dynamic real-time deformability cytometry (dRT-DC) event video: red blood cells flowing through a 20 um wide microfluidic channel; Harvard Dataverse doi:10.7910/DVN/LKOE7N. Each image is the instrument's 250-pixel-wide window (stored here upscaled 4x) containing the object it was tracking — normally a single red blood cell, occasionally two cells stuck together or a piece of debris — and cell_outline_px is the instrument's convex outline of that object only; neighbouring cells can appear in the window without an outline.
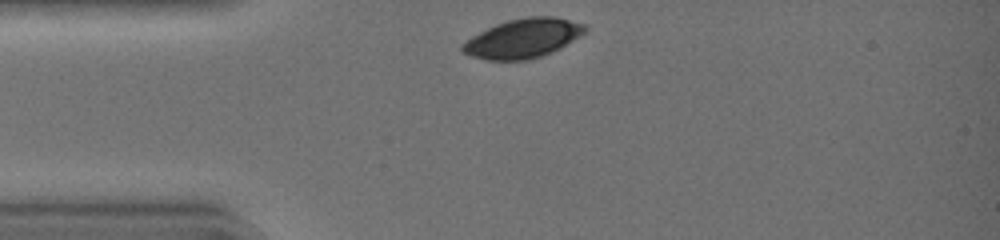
{"species": "common noctule bat (a hibernating species)", "species_latin": "Nyctalus noctula", "temperature_condition": "warm", "stored_images_in_passage": 29, "camera_frame_rate_fps": 3000, "um_per_image_px": 0.085, "animal": {"sex": "female", "body_mass_g": 19.0, "forearm_length_mm": 51.5}, "frame": {"image": 1, "passage_image": 1, "time_ms": 0.0, "image_size_px": [1000, 240], "cell_outline_px": [[588, 28], [580, 36], [560, 48], [552, 52], [528, 60], [484, 60], [460, 52], [460, 48], [472, 36], [496, 24], [508, 20], [528, 16], [556, 16], [584, 24]], "centroid_in_image_um": [44.46, 3.26], "position_along_channel_um": 40.5, "area_um2": 27.92}}
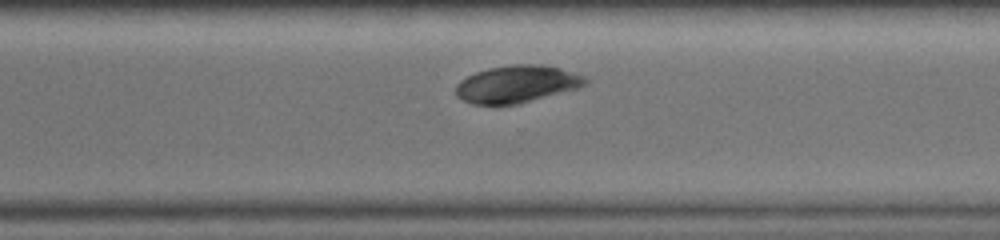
{"frame": {"image": 2, "passage_image": 22, "time_ms": 7.0, "image_size_px": [1000, 240], "cell_outline_px": [[588, 84], [580, 88], [520, 104], [472, 104], [456, 96], [456, 84], [460, 80], [476, 72], [488, 68], [516, 64], [540, 64], [560, 68], [584, 76], [588, 80]], "centroid_in_image_um": [43.96, 7.15], "position_along_channel_um": 326.6, "area_um2": 28.26}}
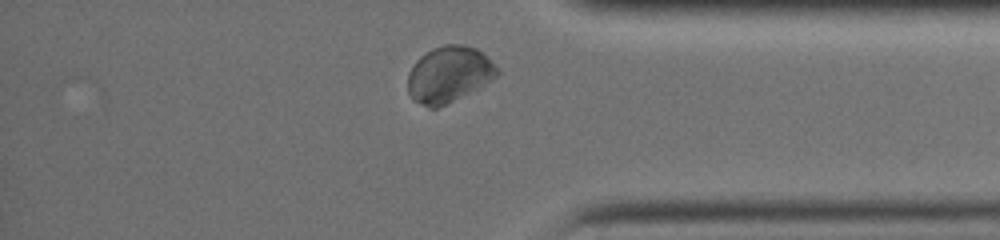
{"frame": {"image": 3, "passage_image": 27, "time_ms": 8.667, "image_size_px": [1000, 240], "cell_outline_px": [[500, 76], [480, 88], [448, 104], [436, 108], [428, 108], [412, 100], [408, 92], [408, 72], [416, 60], [420, 56], [432, 48], [444, 44], [464, 44], [476, 48], [500, 72]], "centroid_in_image_um": [38.14, 6.35], "position_along_channel_um": 397.1, "area_um2": 29.54}, "authors_computed_cell_mechanics": {"area_um2": 29.5358, "velocity_mm_per_s": 4.3883, "shape_relaxation_time_tau1_ms": 1.7165, "shape_relaxation_time_tau2_ms": null, "deformation_change_tau1": 0.0483, "deformation_change_tau2": null}}